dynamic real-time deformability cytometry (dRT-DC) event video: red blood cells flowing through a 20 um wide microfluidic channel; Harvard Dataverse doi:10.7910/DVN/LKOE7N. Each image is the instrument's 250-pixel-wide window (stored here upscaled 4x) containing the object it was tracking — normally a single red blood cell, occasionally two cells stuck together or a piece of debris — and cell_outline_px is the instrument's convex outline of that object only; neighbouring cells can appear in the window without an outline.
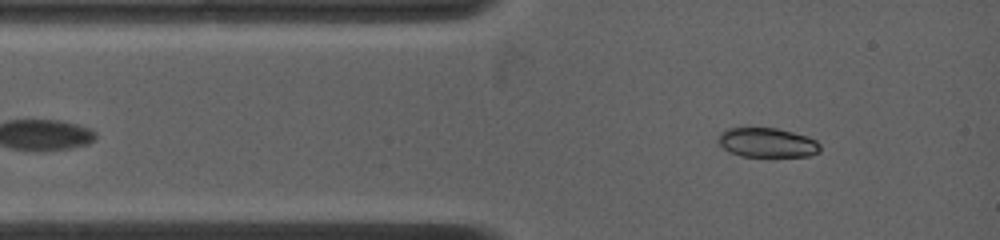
{"species": "common noctule bat (a hibernating species)", "species_latin": "Nyctalus noctula", "temperature_condition": "warm", "stored_images_in_passage": 81, "camera_frame_rate_fps": 4500, "um_per_image_px": 0.085, "animal": {"sex": "female", "body_mass_g": 19.0, "forearm_length_mm": 53.3}, "frame": {"image": 1, "passage_image": 7, "time_ms": 0.889, "image_size_px": [1000, 240], "cell_outline_px": [[820, 152], [808, 156], [740, 156], [728, 152], [716, 140], [720, 132], [728, 128], [776, 128], [808, 136], [816, 140], [820, 144]], "centroid_in_image_um": [65.2, 12.12], "position_along_channel_um": 19.8, "area_um2": 17.57}}
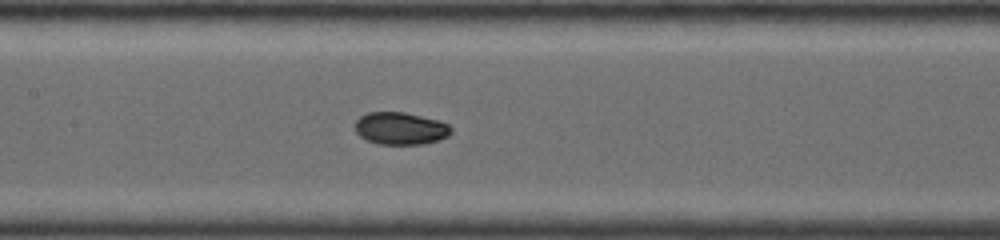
{"frame": {"image": 2, "passage_image": 30, "time_ms": 5.333, "image_size_px": [1000, 240], "cell_outline_px": [[452, 132], [448, 136], [440, 140], [424, 144], [380, 144], [368, 140], [360, 136], [356, 132], [356, 120], [360, 116], [368, 112], [404, 112], [440, 120], [448, 124], [452, 128]], "centroid_in_image_um": [34.08, 10.91], "position_along_channel_um": 173.3, "area_um2": 18.21}}
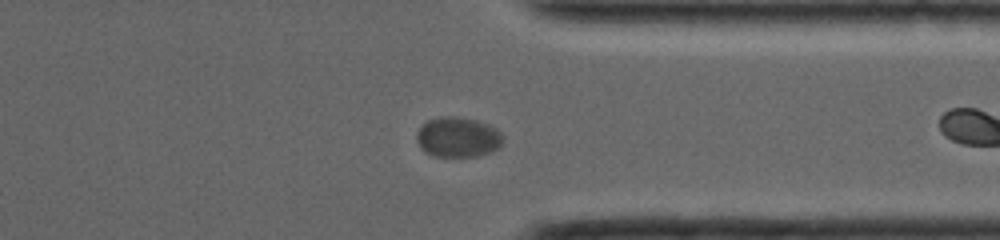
{"frame": {"image": 3, "passage_image": 55, "time_ms": 9.333, "image_size_px": [1000, 240], "cell_outline_px": [[504, 144], [500, 148], [492, 152], [476, 156], [432, 156], [424, 152], [420, 148], [416, 140], [416, 132], [428, 120], [440, 116], [452, 116], [476, 120], [488, 124], [496, 128], [504, 136]], "centroid_in_image_um": [38.94, 11.67], "position_along_channel_um": 372.5, "area_um2": 20.52}}